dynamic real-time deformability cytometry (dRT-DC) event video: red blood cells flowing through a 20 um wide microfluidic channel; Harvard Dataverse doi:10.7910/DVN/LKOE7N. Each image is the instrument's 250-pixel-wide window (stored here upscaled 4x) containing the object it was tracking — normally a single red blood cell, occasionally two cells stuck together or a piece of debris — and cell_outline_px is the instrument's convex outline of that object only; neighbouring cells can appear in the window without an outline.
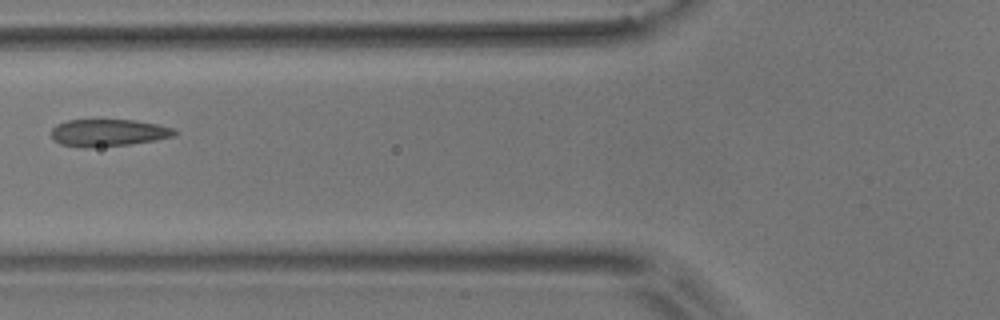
{"species": "common noctule bat (a hibernating species)", "species_latin": "Nyctalus noctula", "temperature_condition": "room temperature", "stored_images_in_passage": 4, "camera_frame_rate_fps": 3000, "um_per_image_px": 0.085, "animal": {"sex": "male", "body_mass_g": 17.9}, "frame": {"image": 1, "passage_image": 4, "time_ms": 4.667, "image_size_px": [1000, 320], "cell_outline_px": [[180, 132], [176, 136], [156, 140], [128, 144], [88, 148], [80, 148], [60, 144], [52, 136], [52, 128], [56, 124], [68, 120], [132, 120], [156, 124], [172, 128]], "centroid_in_image_um": [9.22, 11.29], "position_along_channel_um": 116.6, "area_um2": 19.54}}